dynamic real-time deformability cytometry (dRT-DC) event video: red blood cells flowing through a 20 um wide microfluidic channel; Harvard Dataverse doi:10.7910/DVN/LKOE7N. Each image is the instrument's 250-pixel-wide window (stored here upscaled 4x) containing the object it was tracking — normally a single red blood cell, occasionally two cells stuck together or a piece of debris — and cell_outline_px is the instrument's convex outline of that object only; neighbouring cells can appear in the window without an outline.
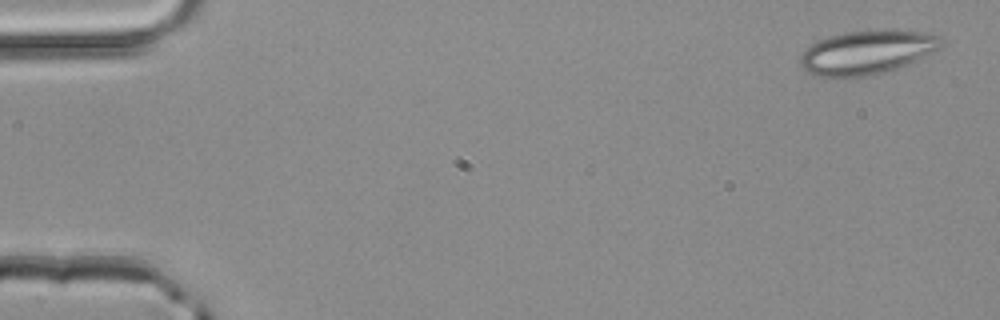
{"species": "common noctule bat (a hibernating species)", "species_latin": "Nyctalus noctula", "temperature_condition": "room temperature", "stored_images_in_passage": 4, "camera_frame_rate_fps": 3000, "um_per_image_px": 0.085, "animal": {"sex": "male", "body_mass_g": 20.4}, "frame": {"image": 1, "passage_image": 1, "time_ms": 0.0, "image_size_px": [1000, 320], "cell_outline_px": [[940, 48], [908, 64], [872, 76], [852, 80], [836, 80], [812, 76], [804, 72], [800, 64], [800, 56], [812, 44], [820, 40], [844, 32], [928, 32], [940, 36]], "centroid_in_image_um": [73.58, 4.55], "position_along_channel_um": 11.4, "area_um2": 36.07}}